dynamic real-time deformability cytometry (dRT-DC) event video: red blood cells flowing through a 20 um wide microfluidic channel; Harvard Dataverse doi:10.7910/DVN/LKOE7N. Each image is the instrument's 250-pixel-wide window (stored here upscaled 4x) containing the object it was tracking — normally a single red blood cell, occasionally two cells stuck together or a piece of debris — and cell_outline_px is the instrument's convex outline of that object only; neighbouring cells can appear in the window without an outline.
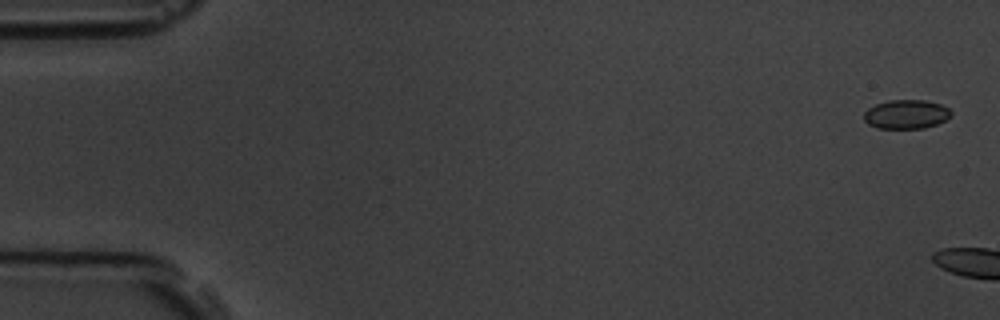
{"species": "common noctule bat (a hibernating species)", "species_latin": "Nyctalus noctula", "temperature_condition": "room temperature", "stored_images_in_passage": 6, "camera_frame_rate_fps": 3000, "um_per_image_px": 0.085, "animal": {"sex": "male", "body_mass_g": 19.5, "forearm_length_mm": 54.6}, "frame": {"image": 1, "passage_image": 1, "time_ms": 0.0, "image_size_px": [1000, 320], "cell_outline_px": [[952, 112], [944, 120], [936, 124], [924, 128], [876, 128], [868, 124], [864, 120], [864, 112], [868, 108], [876, 104], [888, 100], [924, 100], [940, 104], [948, 108]], "centroid_in_image_um": [76.99, 9.71], "position_along_channel_um": 8.0, "area_um2": 14.62}}